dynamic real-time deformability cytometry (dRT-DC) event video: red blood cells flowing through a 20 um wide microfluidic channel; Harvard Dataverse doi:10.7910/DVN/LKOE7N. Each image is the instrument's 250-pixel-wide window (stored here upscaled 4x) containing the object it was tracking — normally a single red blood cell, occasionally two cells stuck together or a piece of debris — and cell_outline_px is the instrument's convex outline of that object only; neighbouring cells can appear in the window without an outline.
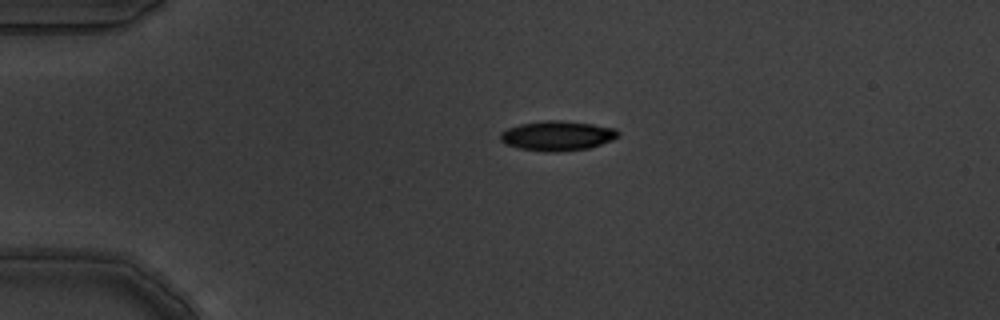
{"species": "common noctule bat (a hibernating species)", "species_latin": "Nyctalus noctula", "temperature_condition": "warm", "stored_images_in_passage": 5, "camera_frame_rate_fps": 3000, "um_per_image_px": 0.085, "animal": {"sex": "male", "body_mass_g": 19.5, "forearm_length_mm": 54.6}, "frame": {"image": 1, "passage_image": 5, "time_ms": 1.333, "image_size_px": [1000, 320], "cell_outline_px": [[620, 136], [612, 140], [588, 148], [560, 152], [544, 152], [520, 148], [504, 144], [500, 140], [500, 132], [508, 128], [520, 124], [544, 120], [560, 120], [592, 124], [616, 128], [620, 132]], "centroid_in_image_um": [47.37, 11.54], "position_along_channel_um": 37.6, "area_um2": 20.58}}